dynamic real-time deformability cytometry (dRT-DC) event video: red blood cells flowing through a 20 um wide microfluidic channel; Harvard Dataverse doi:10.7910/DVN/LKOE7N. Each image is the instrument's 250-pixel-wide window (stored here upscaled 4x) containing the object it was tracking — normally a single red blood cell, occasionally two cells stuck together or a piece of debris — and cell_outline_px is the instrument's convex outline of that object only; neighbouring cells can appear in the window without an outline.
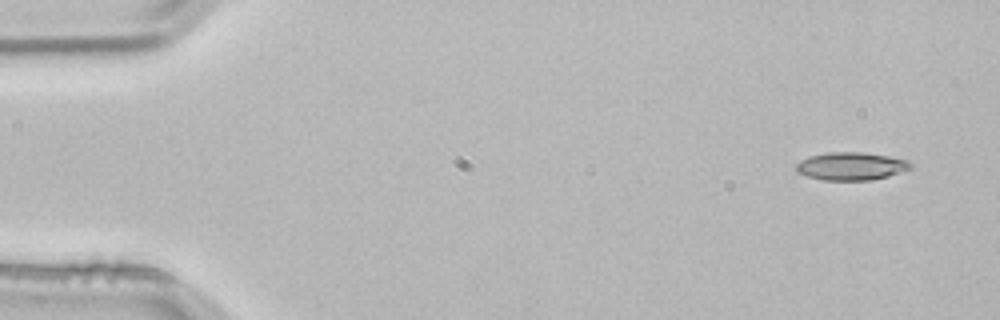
{"species": "common noctule bat (a hibernating species)", "species_latin": "Nyctalus noctula", "temperature_condition": "room temperature", "stored_images_in_passage": 3, "camera_frame_rate_fps": 3000, "um_per_image_px": 0.085, "animal": {"sex": "male", "body_mass_g": 21.5, "forearm_length_mm": 52.0}, "frame": {"image": 1, "passage_image": 1, "time_ms": 0.0, "image_size_px": [1000, 320], "cell_outline_px": [[912, 168], [888, 176], [872, 180], [824, 180], [808, 176], [796, 172], [796, 164], [800, 160], [812, 156], [828, 152], [864, 152], [888, 156], [908, 160], [912, 164]], "centroid_in_image_um": [72.36, 14.12], "position_along_channel_um": 12.6, "area_um2": 18.55}}
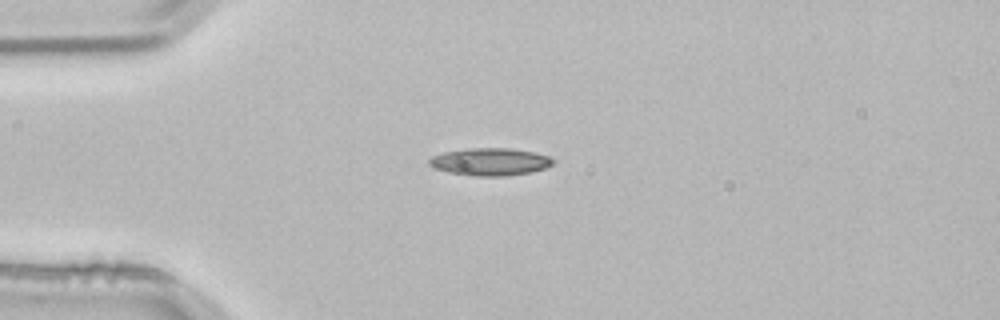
{"frame": {"image": 2, "passage_image": 3, "time_ms": 0.667, "image_size_px": [1000, 320], "cell_outline_px": [[556, 160], [552, 164], [544, 168], [532, 172], [504, 176], [472, 176], [448, 172], [432, 168], [428, 164], [428, 160], [432, 156], [444, 152], [468, 148], [508, 148], [532, 152], [548, 156]], "centroid_in_image_um": [41.62, 13.75], "position_along_channel_um": 43.4, "area_um2": 19.88}}